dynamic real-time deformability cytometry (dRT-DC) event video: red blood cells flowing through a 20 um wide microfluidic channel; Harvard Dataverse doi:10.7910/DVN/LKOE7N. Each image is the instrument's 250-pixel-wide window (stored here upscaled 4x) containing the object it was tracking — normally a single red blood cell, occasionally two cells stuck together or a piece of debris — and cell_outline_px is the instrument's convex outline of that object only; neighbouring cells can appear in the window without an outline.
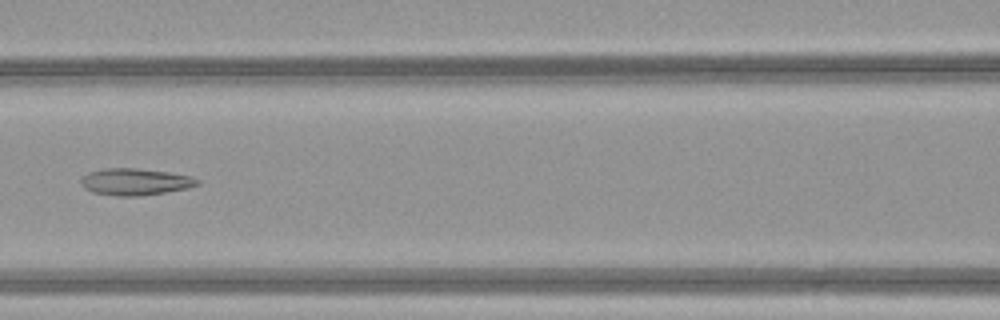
{"species": "common noctule bat (a hibernating species)", "species_latin": "Nyctalus noctula", "temperature_condition": "warm", "stored_images_in_passage": 46, "camera_frame_rate_fps": 3000, "um_per_image_px": 0.085, "animal": {"sex": "female", "body_mass_g": 21.9}, "frame": {"image": 1, "passage_image": 19, "time_ms": 6.0, "image_size_px": [1000, 320], "cell_outline_px": [[200, 184], [188, 188], [140, 196], [116, 196], [92, 192], [84, 188], [80, 184], [80, 180], [88, 172], [104, 168], [136, 168], [168, 172], [192, 176], [200, 180]], "centroid_in_image_um": [11.48, 15.45], "position_along_channel_um": 155.1, "area_um2": 18.26}}
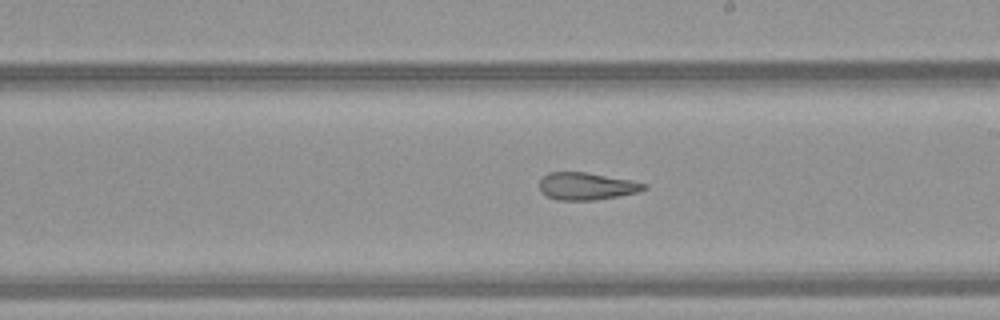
{"frame": {"image": 2, "passage_image": 25, "time_ms": 8.0, "image_size_px": [1000, 320], "cell_outline_px": [[648, 188], [640, 192], [596, 200], [556, 200], [548, 196], [540, 188], [540, 180], [548, 172], [588, 172], [632, 180], [648, 184]], "centroid_in_image_um": [49.92, 15.82], "position_along_channel_um": 239.1, "area_um2": 16.76}}
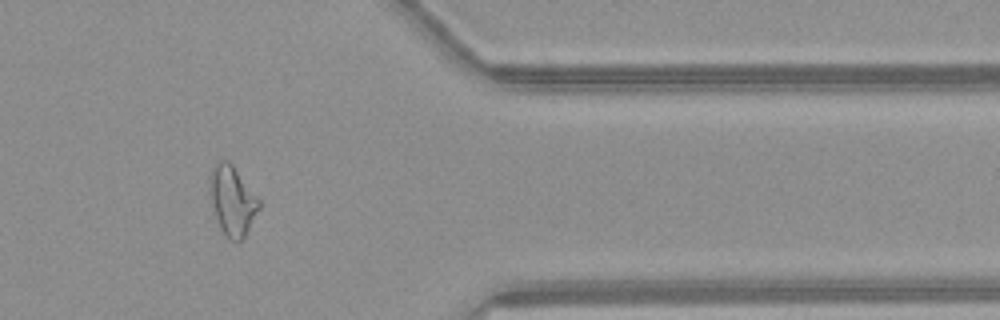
{"frame": {"image": 3, "passage_image": 37, "time_ms": 12.0, "image_size_px": [1000, 320], "cell_outline_px": [[260, 208], [244, 236], [240, 240], [228, 240], [220, 228], [212, 204], [208, 180], [208, 176], [212, 168], [220, 160], [228, 160], [232, 164], [260, 200]], "centroid_in_image_um": [19.73, 17.03], "position_along_channel_um": 391.7, "area_um2": 19.71}}